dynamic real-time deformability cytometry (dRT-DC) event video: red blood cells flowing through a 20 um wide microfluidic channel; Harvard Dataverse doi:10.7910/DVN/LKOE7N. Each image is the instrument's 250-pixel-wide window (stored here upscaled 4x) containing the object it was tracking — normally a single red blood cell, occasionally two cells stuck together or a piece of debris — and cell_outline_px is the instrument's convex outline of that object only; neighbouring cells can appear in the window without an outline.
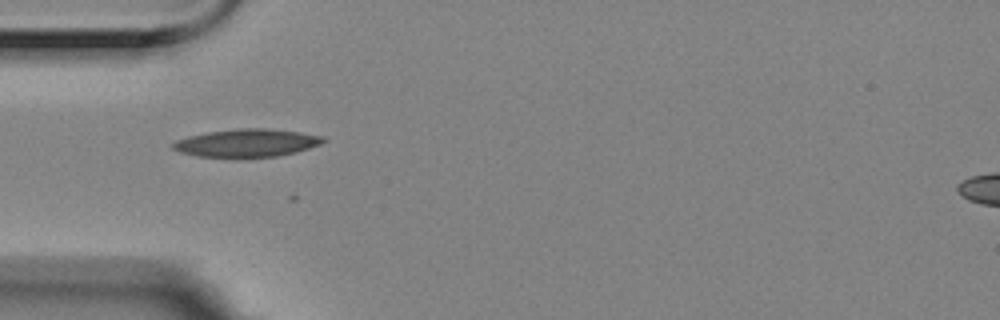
{"species": "Egyptian fruit bat (a non-hibernating species)", "species_latin": "Rousettus aegyptiacus", "temperature_condition": "room temperature", "stored_images_in_passage": 25, "camera_frame_rate_fps": 3000, "um_per_image_px": 0.085, "animal": {"sex": "female"}, "frame": {"image": 1, "passage_image": 2, "time_ms": 0.333, "image_size_px": [1000, 320], "cell_outline_px": [[328, 140], [320, 144], [296, 152], [276, 156], [236, 160], [232, 160], [196, 156], [180, 152], [172, 148], [172, 144], [176, 140], [188, 136], [208, 132], [236, 128], [268, 128], [300, 132], [324, 136]], "centroid_in_image_um": [20.95, 12.18], "position_along_channel_um": 64.0, "area_um2": 25.37}}
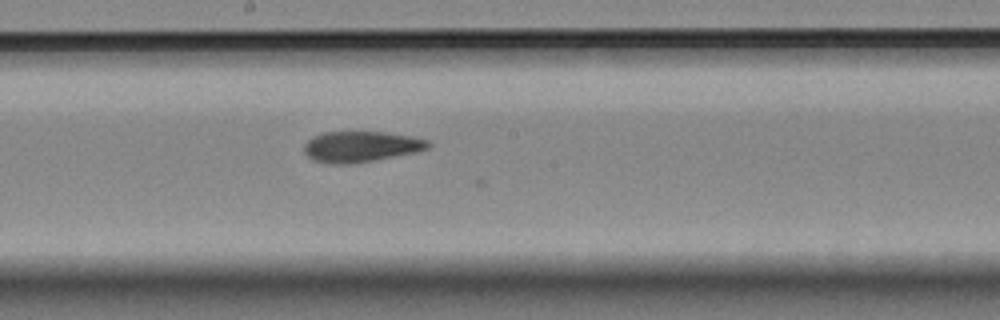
{"frame": {"image": 2, "passage_image": 15, "time_ms": 4.667, "image_size_px": [1000, 320], "cell_outline_px": [[432, 144], [428, 148], [416, 152], [372, 160], [348, 164], [332, 164], [312, 160], [304, 152], [304, 144], [312, 136], [324, 132], [384, 132], [412, 136], [428, 140]], "centroid_in_image_um": [30.66, 12.45], "position_along_channel_um": 217.5, "area_um2": 22.2}}
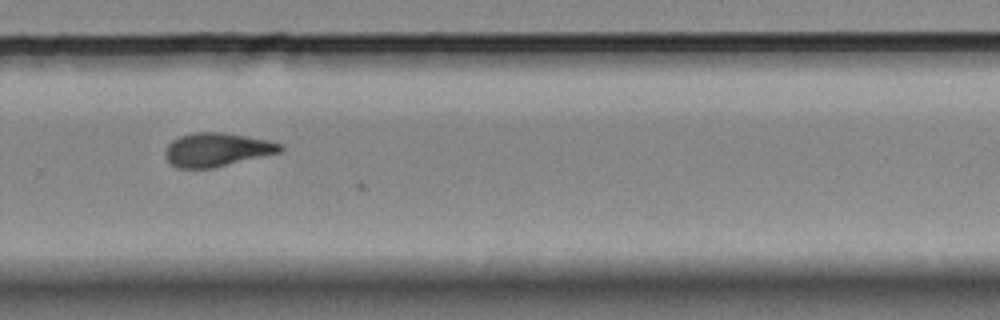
{"frame": {"image": 3, "passage_image": 23, "time_ms": 7.333, "image_size_px": [1000, 320], "cell_outline_px": [[284, 148], [280, 152], [212, 168], [176, 168], [164, 156], [164, 152], [168, 144], [172, 140], [180, 136], [196, 132], [224, 132], [268, 140], [280, 144]], "centroid_in_image_um": [18.4, 12.71], "position_along_channel_um": 311.4, "area_um2": 22.37}}